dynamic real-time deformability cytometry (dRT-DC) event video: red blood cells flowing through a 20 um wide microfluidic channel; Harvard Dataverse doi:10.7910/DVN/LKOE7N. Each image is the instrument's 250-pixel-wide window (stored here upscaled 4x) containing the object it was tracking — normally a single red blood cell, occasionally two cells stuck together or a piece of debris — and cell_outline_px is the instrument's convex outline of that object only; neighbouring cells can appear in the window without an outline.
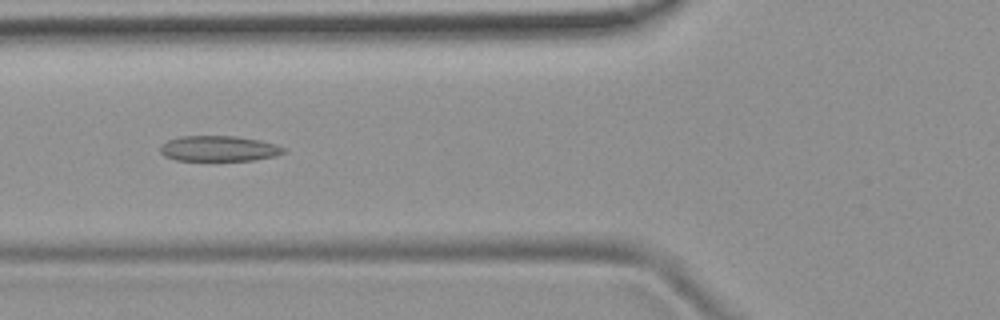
{"species": "common noctule bat (a hibernating species)", "species_latin": "Nyctalus noctula", "temperature_condition": "room temperature", "stored_images_in_passage": 8, "camera_frame_rate_fps": 3000, "um_per_image_px": 0.085, "animal": {"sex": "female", "body_mass_g": 19.9}, "frame": {"image": 1, "passage_image": 6, "time_ms": 5.667, "image_size_px": [1000, 320], "cell_outline_px": [[288, 152], [276, 156], [252, 160], [176, 160], [164, 156], [160, 152], [160, 144], [168, 140], [180, 136], [236, 136], [260, 140], [276, 144], [288, 148]], "centroid_in_image_um": [18.64, 12.62], "position_along_channel_um": 107.2, "area_um2": 18.55}}
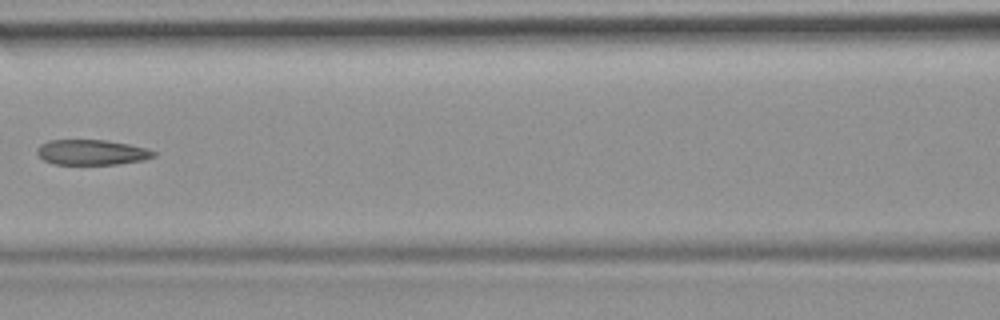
{"frame": {"image": 2, "passage_image": 7, "time_ms": 7.0, "image_size_px": [1000, 320], "cell_outline_px": [[156, 156], [144, 160], [116, 164], [52, 164], [44, 160], [36, 152], [36, 148], [40, 144], [48, 140], [104, 140], [128, 144], [148, 148], [156, 152]], "centroid_in_image_um": [7.79, 12.94], "position_along_channel_um": 158.8, "area_um2": 17.22}}
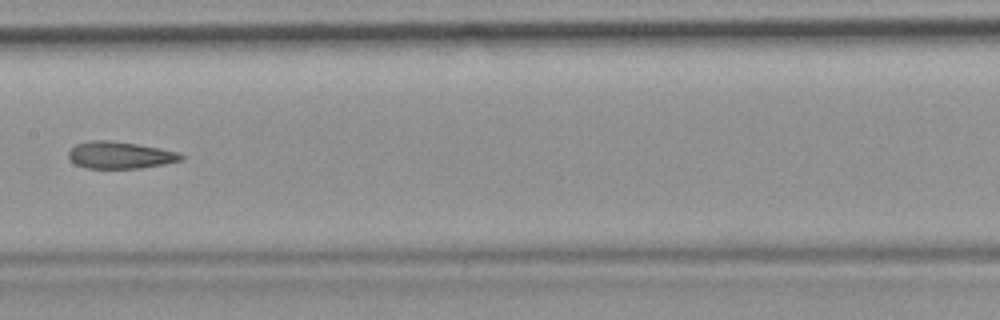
{"frame": {"image": 3, "passage_image": 8, "time_ms": 8.0, "image_size_px": [1000, 320], "cell_outline_px": [[184, 160], [164, 164], [140, 168], [84, 168], [76, 164], [68, 156], [68, 152], [76, 144], [92, 140], [108, 140], [136, 144], [160, 148], [180, 152], [184, 156]], "centroid_in_image_um": [10.24, 13.19], "position_along_channel_um": 197.2, "area_um2": 17.69}}